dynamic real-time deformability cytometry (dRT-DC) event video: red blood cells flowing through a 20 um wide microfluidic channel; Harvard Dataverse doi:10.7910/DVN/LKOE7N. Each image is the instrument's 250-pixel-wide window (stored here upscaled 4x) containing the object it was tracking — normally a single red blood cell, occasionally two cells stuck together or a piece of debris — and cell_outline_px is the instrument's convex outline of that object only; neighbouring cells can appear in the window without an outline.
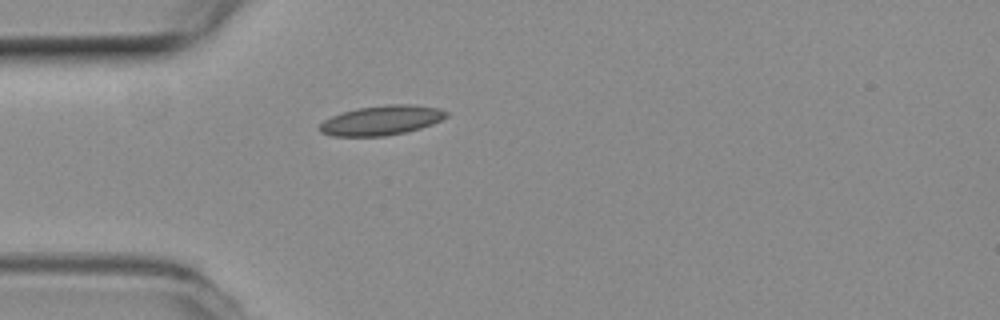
{"species": "common noctule bat (a hibernating species)", "species_latin": "Nyctalus noctula", "temperature_condition": "room temperature", "stored_images_in_passage": 29, "camera_frame_rate_fps": 3000, "um_per_image_px": 0.085, "animal": {"sex": "female", "body_mass_g": 19.3, "forearm_length_mm": 54.1}, "frame": {"image": 1, "passage_image": 1, "time_ms": 0.0, "image_size_px": [1000, 320], "cell_outline_px": [[448, 116], [432, 124], [420, 128], [404, 132], [384, 136], [332, 136], [320, 132], [316, 128], [324, 120], [332, 116], [356, 108], [384, 104], [412, 104], [440, 108], [448, 112]], "centroid_in_image_um": [32.41, 10.22], "position_along_channel_um": 52.6, "area_um2": 21.96}}
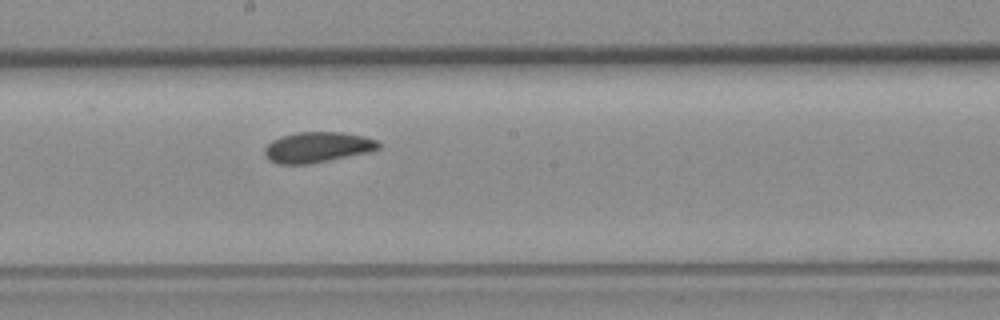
{"frame": {"image": 2, "passage_image": 15, "time_ms": 4.667, "image_size_px": [1000, 320], "cell_outline_px": [[380, 148], [368, 152], [308, 164], [276, 164], [268, 160], [264, 156], [264, 148], [272, 140], [280, 136], [296, 132], [340, 132], [364, 136], [376, 140], [380, 144]], "centroid_in_image_um": [26.92, 12.51], "position_along_channel_um": 221.3, "area_um2": 20.29}}
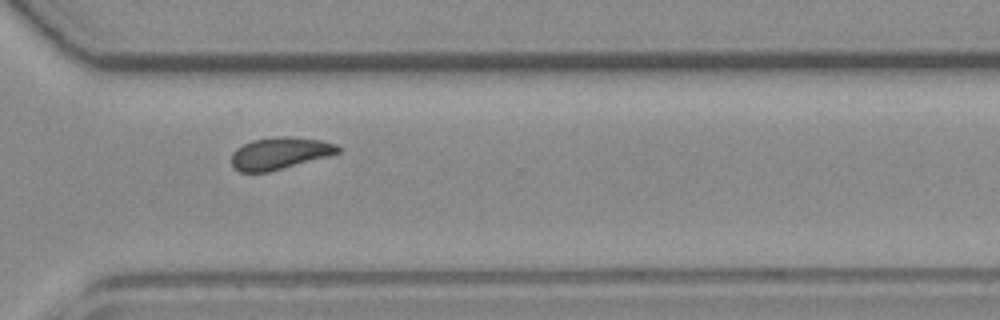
{"frame": {"image": 3, "passage_image": 25, "time_ms": 8.0, "image_size_px": [1000, 320], "cell_outline_px": [[340, 152], [328, 156], [268, 172], [240, 172], [232, 164], [232, 152], [236, 148], [252, 140], [288, 136], [320, 140], [336, 144], [340, 148]], "centroid_in_image_um": [23.78, 13.03], "position_along_channel_um": 346.8, "area_um2": 19.54}, "authors_computed_cell_mechanics": {"area_um2": 19.9988, "velocity_mm_per_s": 3.7664, "shape_relaxation_time_tau1_ms": 8.1124, "shape_relaxation_time_tau2_ms": null, "deformation_change_tau1": 0.1301, "deformation_change_tau2": null}}